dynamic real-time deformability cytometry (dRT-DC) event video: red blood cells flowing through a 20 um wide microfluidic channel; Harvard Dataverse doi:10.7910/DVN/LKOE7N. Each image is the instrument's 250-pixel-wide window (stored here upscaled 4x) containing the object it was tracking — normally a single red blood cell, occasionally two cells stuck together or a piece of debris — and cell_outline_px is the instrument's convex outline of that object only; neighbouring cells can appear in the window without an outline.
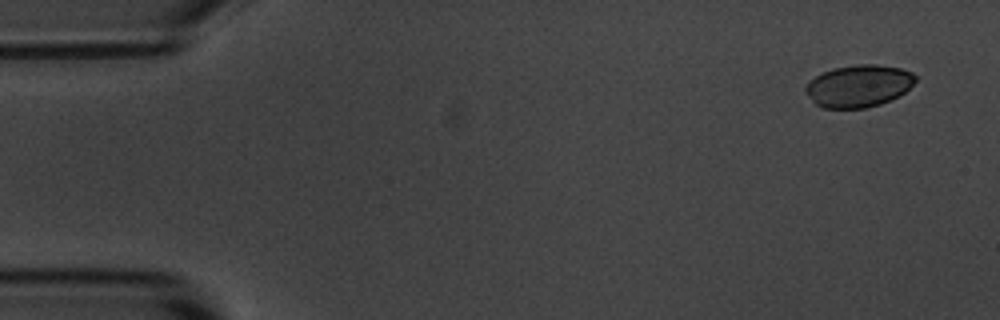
{"species": "common noctule bat (a hibernating species)", "species_latin": "Nyctalus noctula", "temperature_condition": "room temperature", "stored_images_in_passage": 5, "camera_frame_rate_fps": 3000, "um_per_image_px": 0.085, "animal": {"sex": "male", "body_mass_g": 20.1, "forearm_length_mm": 53.5}, "frame": {"image": 1, "passage_image": 1, "time_ms": 0.0, "image_size_px": [1000, 320], "cell_outline_px": [[916, 80], [900, 96], [880, 104], [864, 108], [824, 108], [816, 104], [804, 92], [804, 88], [816, 76], [832, 68], [856, 64], [876, 64], [900, 68], [912, 72], [916, 76]], "centroid_in_image_um": [72.99, 7.3], "position_along_channel_um": 12.0, "area_um2": 26.93}}